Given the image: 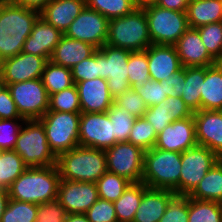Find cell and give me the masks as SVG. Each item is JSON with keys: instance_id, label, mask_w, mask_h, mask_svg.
I'll return each mask as SVG.
<instances>
[{"instance_id": "obj_36", "label": "cell", "mask_w": 222, "mask_h": 222, "mask_svg": "<svg viewBox=\"0 0 222 222\" xmlns=\"http://www.w3.org/2000/svg\"><path fill=\"white\" fill-rule=\"evenodd\" d=\"M130 183L126 178L107 171L96 181L99 198L114 202Z\"/></svg>"}, {"instance_id": "obj_12", "label": "cell", "mask_w": 222, "mask_h": 222, "mask_svg": "<svg viewBox=\"0 0 222 222\" xmlns=\"http://www.w3.org/2000/svg\"><path fill=\"white\" fill-rule=\"evenodd\" d=\"M107 171L126 178L131 183L142 182L145 151L128 141L118 142L104 150Z\"/></svg>"}, {"instance_id": "obj_41", "label": "cell", "mask_w": 222, "mask_h": 222, "mask_svg": "<svg viewBox=\"0 0 222 222\" xmlns=\"http://www.w3.org/2000/svg\"><path fill=\"white\" fill-rule=\"evenodd\" d=\"M38 204L10 199L1 222H35Z\"/></svg>"}, {"instance_id": "obj_50", "label": "cell", "mask_w": 222, "mask_h": 222, "mask_svg": "<svg viewBox=\"0 0 222 222\" xmlns=\"http://www.w3.org/2000/svg\"><path fill=\"white\" fill-rule=\"evenodd\" d=\"M22 118L17 110V106L12 99L9 89L6 87L0 93V119Z\"/></svg>"}, {"instance_id": "obj_14", "label": "cell", "mask_w": 222, "mask_h": 222, "mask_svg": "<svg viewBox=\"0 0 222 222\" xmlns=\"http://www.w3.org/2000/svg\"><path fill=\"white\" fill-rule=\"evenodd\" d=\"M113 123L106 112L81 113L79 122V145L106 150L117 142L114 140Z\"/></svg>"}, {"instance_id": "obj_54", "label": "cell", "mask_w": 222, "mask_h": 222, "mask_svg": "<svg viewBox=\"0 0 222 222\" xmlns=\"http://www.w3.org/2000/svg\"><path fill=\"white\" fill-rule=\"evenodd\" d=\"M15 4L41 12L51 0H12Z\"/></svg>"}, {"instance_id": "obj_46", "label": "cell", "mask_w": 222, "mask_h": 222, "mask_svg": "<svg viewBox=\"0 0 222 222\" xmlns=\"http://www.w3.org/2000/svg\"><path fill=\"white\" fill-rule=\"evenodd\" d=\"M158 222H188V196L175 195Z\"/></svg>"}, {"instance_id": "obj_57", "label": "cell", "mask_w": 222, "mask_h": 222, "mask_svg": "<svg viewBox=\"0 0 222 222\" xmlns=\"http://www.w3.org/2000/svg\"><path fill=\"white\" fill-rule=\"evenodd\" d=\"M7 87V84L5 83L4 79L2 78L0 74V93Z\"/></svg>"}, {"instance_id": "obj_6", "label": "cell", "mask_w": 222, "mask_h": 222, "mask_svg": "<svg viewBox=\"0 0 222 222\" xmlns=\"http://www.w3.org/2000/svg\"><path fill=\"white\" fill-rule=\"evenodd\" d=\"M17 137L14 151L28 167L56 165L57 157L47 142L44 126L39 120H25Z\"/></svg>"}, {"instance_id": "obj_30", "label": "cell", "mask_w": 222, "mask_h": 222, "mask_svg": "<svg viewBox=\"0 0 222 222\" xmlns=\"http://www.w3.org/2000/svg\"><path fill=\"white\" fill-rule=\"evenodd\" d=\"M202 201L222 202V165L217 162L188 195Z\"/></svg>"}, {"instance_id": "obj_23", "label": "cell", "mask_w": 222, "mask_h": 222, "mask_svg": "<svg viewBox=\"0 0 222 222\" xmlns=\"http://www.w3.org/2000/svg\"><path fill=\"white\" fill-rule=\"evenodd\" d=\"M85 6V0H51L40 16L64 34Z\"/></svg>"}, {"instance_id": "obj_8", "label": "cell", "mask_w": 222, "mask_h": 222, "mask_svg": "<svg viewBox=\"0 0 222 222\" xmlns=\"http://www.w3.org/2000/svg\"><path fill=\"white\" fill-rule=\"evenodd\" d=\"M81 113L47 111L39 121L44 126L47 142L56 157L79 145Z\"/></svg>"}, {"instance_id": "obj_19", "label": "cell", "mask_w": 222, "mask_h": 222, "mask_svg": "<svg viewBox=\"0 0 222 222\" xmlns=\"http://www.w3.org/2000/svg\"><path fill=\"white\" fill-rule=\"evenodd\" d=\"M81 113L107 112L114 98L108 89L107 80L95 78L77 82Z\"/></svg>"}, {"instance_id": "obj_16", "label": "cell", "mask_w": 222, "mask_h": 222, "mask_svg": "<svg viewBox=\"0 0 222 222\" xmlns=\"http://www.w3.org/2000/svg\"><path fill=\"white\" fill-rule=\"evenodd\" d=\"M47 61L45 57L21 52L0 62V74L7 85L38 79L42 77Z\"/></svg>"}, {"instance_id": "obj_3", "label": "cell", "mask_w": 222, "mask_h": 222, "mask_svg": "<svg viewBox=\"0 0 222 222\" xmlns=\"http://www.w3.org/2000/svg\"><path fill=\"white\" fill-rule=\"evenodd\" d=\"M60 178L70 181L92 182L107 172L104 150L78 145L57 157Z\"/></svg>"}, {"instance_id": "obj_32", "label": "cell", "mask_w": 222, "mask_h": 222, "mask_svg": "<svg viewBox=\"0 0 222 222\" xmlns=\"http://www.w3.org/2000/svg\"><path fill=\"white\" fill-rule=\"evenodd\" d=\"M27 168L14 150L0 151V186L8 189Z\"/></svg>"}, {"instance_id": "obj_9", "label": "cell", "mask_w": 222, "mask_h": 222, "mask_svg": "<svg viewBox=\"0 0 222 222\" xmlns=\"http://www.w3.org/2000/svg\"><path fill=\"white\" fill-rule=\"evenodd\" d=\"M7 88L25 120H39L48 111L50 96L41 78L8 84Z\"/></svg>"}, {"instance_id": "obj_53", "label": "cell", "mask_w": 222, "mask_h": 222, "mask_svg": "<svg viewBox=\"0 0 222 222\" xmlns=\"http://www.w3.org/2000/svg\"><path fill=\"white\" fill-rule=\"evenodd\" d=\"M154 3L164 9L186 12L189 0H156Z\"/></svg>"}, {"instance_id": "obj_18", "label": "cell", "mask_w": 222, "mask_h": 222, "mask_svg": "<svg viewBox=\"0 0 222 222\" xmlns=\"http://www.w3.org/2000/svg\"><path fill=\"white\" fill-rule=\"evenodd\" d=\"M193 117L197 144L222 156V110H198Z\"/></svg>"}, {"instance_id": "obj_4", "label": "cell", "mask_w": 222, "mask_h": 222, "mask_svg": "<svg viewBox=\"0 0 222 222\" xmlns=\"http://www.w3.org/2000/svg\"><path fill=\"white\" fill-rule=\"evenodd\" d=\"M181 153L153 147L144 154L142 182L153 189L172 190L179 195Z\"/></svg>"}, {"instance_id": "obj_33", "label": "cell", "mask_w": 222, "mask_h": 222, "mask_svg": "<svg viewBox=\"0 0 222 222\" xmlns=\"http://www.w3.org/2000/svg\"><path fill=\"white\" fill-rule=\"evenodd\" d=\"M188 222H222V205L188 197Z\"/></svg>"}, {"instance_id": "obj_27", "label": "cell", "mask_w": 222, "mask_h": 222, "mask_svg": "<svg viewBox=\"0 0 222 222\" xmlns=\"http://www.w3.org/2000/svg\"><path fill=\"white\" fill-rule=\"evenodd\" d=\"M186 14L190 28L222 22V0H189Z\"/></svg>"}, {"instance_id": "obj_59", "label": "cell", "mask_w": 222, "mask_h": 222, "mask_svg": "<svg viewBox=\"0 0 222 222\" xmlns=\"http://www.w3.org/2000/svg\"><path fill=\"white\" fill-rule=\"evenodd\" d=\"M218 162L222 165V156L219 157Z\"/></svg>"}, {"instance_id": "obj_31", "label": "cell", "mask_w": 222, "mask_h": 222, "mask_svg": "<svg viewBox=\"0 0 222 222\" xmlns=\"http://www.w3.org/2000/svg\"><path fill=\"white\" fill-rule=\"evenodd\" d=\"M41 79L49 96L75 84L71 69L57 65L50 60L44 67Z\"/></svg>"}, {"instance_id": "obj_28", "label": "cell", "mask_w": 222, "mask_h": 222, "mask_svg": "<svg viewBox=\"0 0 222 222\" xmlns=\"http://www.w3.org/2000/svg\"><path fill=\"white\" fill-rule=\"evenodd\" d=\"M205 79V67H184L181 99L192 112L201 110V90Z\"/></svg>"}, {"instance_id": "obj_22", "label": "cell", "mask_w": 222, "mask_h": 222, "mask_svg": "<svg viewBox=\"0 0 222 222\" xmlns=\"http://www.w3.org/2000/svg\"><path fill=\"white\" fill-rule=\"evenodd\" d=\"M151 80L163 81L183 69L175 46L151 44L147 48Z\"/></svg>"}, {"instance_id": "obj_55", "label": "cell", "mask_w": 222, "mask_h": 222, "mask_svg": "<svg viewBox=\"0 0 222 222\" xmlns=\"http://www.w3.org/2000/svg\"><path fill=\"white\" fill-rule=\"evenodd\" d=\"M9 200H10V197H9L8 189L0 186V222L7 208Z\"/></svg>"}, {"instance_id": "obj_20", "label": "cell", "mask_w": 222, "mask_h": 222, "mask_svg": "<svg viewBox=\"0 0 222 222\" xmlns=\"http://www.w3.org/2000/svg\"><path fill=\"white\" fill-rule=\"evenodd\" d=\"M183 67H209L218 63L204 46L196 28H188L174 45Z\"/></svg>"}, {"instance_id": "obj_38", "label": "cell", "mask_w": 222, "mask_h": 222, "mask_svg": "<svg viewBox=\"0 0 222 222\" xmlns=\"http://www.w3.org/2000/svg\"><path fill=\"white\" fill-rule=\"evenodd\" d=\"M48 111L81 113L77 86L74 84L50 95Z\"/></svg>"}, {"instance_id": "obj_1", "label": "cell", "mask_w": 222, "mask_h": 222, "mask_svg": "<svg viewBox=\"0 0 222 222\" xmlns=\"http://www.w3.org/2000/svg\"><path fill=\"white\" fill-rule=\"evenodd\" d=\"M40 12L0 0V62L22 52Z\"/></svg>"}, {"instance_id": "obj_42", "label": "cell", "mask_w": 222, "mask_h": 222, "mask_svg": "<svg viewBox=\"0 0 222 222\" xmlns=\"http://www.w3.org/2000/svg\"><path fill=\"white\" fill-rule=\"evenodd\" d=\"M115 105L126 109L135 118H142L145 115L147 106L137 90L130 88L114 98Z\"/></svg>"}, {"instance_id": "obj_45", "label": "cell", "mask_w": 222, "mask_h": 222, "mask_svg": "<svg viewBox=\"0 0 222 222\" xmlns=\"http://www.w3.org/2000/svg\"><path fill=\"white\" fill-rule=\"evenodd\" d=\"M19 120L22 121L21 124H24V118L0 119V151L14 150L22 127L17 123Z\"/></svg>"}, {"instance_id": "obj_7", "label": "cell", "mask_w": 222, "mask_h": 222, "mask_svg": "<svg viewBox=\"0 0 222 222\" xmlns=\"http://www.w3.org/2000/svg\"><path fill=\"white\" fill-rule=\"evenodd\" d=\"M141 7L148 21L152 44L174 46L189 28L186 12L164 9L155 3Z\"/></svg>"}, {"instance_id": "obj_34", "label": "cell", "mask_w": 222, "mask_h": 222, "mask_svg": "<svg viewBox=\"0 0 222 222\" xmlns=\"http://www.w3.org/2000/svg\"><path fill=\"white\" fill-rule=\"evenodd\" d=\"M85 4L108 20L130 14L139 7L137 0H85Z\"/></svg>"}, {"instance_id": "obj_56", "label": "cell", "mask_w": 222, "mask_h": 222, "mask_svg": "<svg viewBox=\"0 0 222 222\" xmlns=\"http://www.w3.org/2000/svg\"><path fill=\"white\" fill-rule=\"evenodd\" d=\"M64 222H90L85 214H68Z\"/></svg>"}, {"instance_id": "obj_11", "label": "cell", "mask_w": 222, "mask_h": 222, "mask_svg": "<svg viewBox=\"0 0 222 222\" xmlns=\"http://www.w3.org/2000/svg\"><path fill=\"white\" fill-rule=\"evenodd\" d=\"M218 160L216 153L198 144L181 153L179 195L188 196Z\"/></svg>"}, {"instance_id": "obj_29", "label": "cell", "mask_w": 222, "mask_h": 222, "mask_svg": "<svg viewBox=\"0 0 222 222\" xmlns=\"http://www.w3.org/2000/svg\"><path fill=\"white\" fill-rule=\"evenodd\" d=\"M148 187L143 182L130 183L123 194L113 202L118 222H133L134 215Z\"/></svg>"}, {"instance_id": "obj_5", "label": "cell", "mask_w": 222, "mask_h": 222, "mask_svg": "<svg viewBox=\"0 0 222 222\" xmlns=\"http://www.w3.org/2000/svg\"><path fill=\"white\" fill-rule=\"evenodd\" d=\"M106 44L130 51L147 49L152 42L144 9L139 6L130 14L110 19Z\"/></svg>"}, {"instance_id": "obj_25", "label": "cell", "mask_w": 222, "mask_h": 222, "mask_svg": "<svg viewBox=\"0 0 222 222\" xmlns=\"http://www.w3.org/2000/svg\"><path fill=\"white\" fill-rule=\"evenodd\" d=\"M97 50L92 44L72 39L64 34L50 58V61L57 65L71 69L84 59L89 58Z\"/></svg>"}, {"instance_id": "obj_49", "label": "cell", "mask_w": 222, "mask_h": 222, "mask_svg": "<svg viewBox=\"0 0 222 222\" xmlns=\"http://www.w3.org/2000/svg\"><path fill=\"white\" fill-rule=\"evenodd\" d=\"M147 107L155 106L166 100L167 95L160 81L149 80L136 89Z\"/></svg>"}, {"instance_id": "obj_37", "label": "cell", "mask_w": 222, "mask_h": 222, "mask_svg": "<svg viewBox=\"0 0 222 222\" xmlns=\"http://www.w3.org/2000/svg\"><path fill=\"white\" fill-rule=\"evenodd\" d=\"M111 123H113L114 140L118 142L128 141L135 117L126 109L118 107L114 103L106 112Z\"/></svg>"}, {"instance_id": "obj_15", "label": "cell", "mask_w": 222, "mask_h": 222, "mask_svg": "<svg viewBox=\"0 0 222 222\" xmlns=\"http://www.w3.org/2000/svg\"><path fill=\"white\" fill-rule=\"evenodd\" d=\"M98 199L96 183L60 179L57 200L68 214H85Z\"/></svg>"}, {"instance_id": "obj_17", "label": "cell", "mask_w": 222, "mask_h": 222, "mask_svg": "<svg viewBox=\"0 0 222 222\" xmlns=\"http://www.w3.org/2000/svg\"><path fill=\"white\" fill-rule=\"evenodd\" d=\"M197 145L193 115L175 120L157 134L155 147L165 151L183 153Z\"/></svg>"}, {"instance_id": "obj_43", "label": "cell", "mask_w": 222, "mask_h": 222, "mask_svg": "<svg viewBox=\"0 0 222 222\" xmlns=\"http://www.w3.org/2000/svg\"><path fill=\"white\" fill-rule=\"evenodd\" d=\"M74 83L99 78V49L71 68Z\"/></svg>"}, {"instance_id": "obj_21", "label": "cell", "mask_w": 222, "mask_h": 222, "mask_svg": "<svg viewBox=\"0 0 222 222\" xmlns=\"http://www.w3.org/2000/svg\"><path fill=\"white\" fill-rule=\"evenodd\" d=\"M62 35V32L39 16L33 25L31 34L24 42L22 52L50 60Z\"/></svg>"}, {"instance_id": "obj_58", "label": "cell", "mask_w": 222, "mask_h": 222, "mask_svg": "<svg viewBox=\"0 0 222 222\" xmlns=\"http://www.w3.org/2000/svg\"><path fill=\"white\" fill-rule=\"evenodd\" d=\"M156 0H137V3L139 6H142L143 4H149V3H154Z\"/></svg>"}, {"instance_id": "obj_39", "label": "cell", "mask_w": 222, "mask_h": 222, "mask_svg": "<svg viewBox=\"0 0 222 222\" xmlns=\"http://www.w3.org/2000/svg\"><path fill=\"white\" fill-rule=\"evenodd\" d=\"M208 53L222 62V22H214L196 28Z\"/></svg>"}, {"instance_id": "obj_44", "label": "cell", "mask_w": 222, "mask_h": 222, "mask_svg": "<svg viewBox=\"0 0 222 222\" xmlns=\"http://www.w3.org/2000/svg\"><path fill=\"white\" fill-rule=\"evenodd\" d=\"M144 118L151 123L157 134L168 124L175 121L172 115H170L169 102H167V100H164L155 106L147 107Z\"/></svg>"}, {"instance_id": "obj_13", "label": "cell", "mask_w": 222, "mask_h": 222, "mask_svg": "<svg viewBox=\"0 0 222 222\" xmlns=\"http://www.w3.org/2000/svg\"><path fill=\"white\" fill-rule=\"evenodd\" d=\"M109 20L99 12L84 7L70 24L65 36L92 44L97 49L106 44Z\"/></svg>"}, {"instance_id": "obj_10", "label": "cell", "mask_w": 222, "mask_h": 222, "mask_svg": "<svg viewBox=\"0 0 222 222\" xmlns=\"http://www.w3.org/2000/svg\"><path fill=\"white\" fill-rule=\"evenodd\" d=\"M130 52L108 44L99 48V77L107 80L113 98L131 88L127 68Z\"/></svg>"}, {"instance_id": "obj_52", "label": "cell", "mask_w": 222, "mask_h": 222, "mask_svg": "<svg viewBox=\"0 0 222 222\" xmlns=\"http://www.w3.org/2000/svg\"><path fill=\"white\" fill-rule=\"evenodd\" d=\"M166 100L169 102L170 115H172L174 120H182L193 115V112L180 96H167Z\"/></svg>"}, {"instance_id": "obj_51", "label": "cell", "mask_w": 222, "mask_h": 222, "mask_svg": "<svg viewBox=\"0 0 222 222\" xmlns=\"http://www.w3.org/2000/svg\"><path fill=\"white\" fill-rule=\"evenodd\" d=\"M184 79V67L179 72L170 76L169 79L160 81L167 96L178 97L182 95Z\"/></svg>"}, {"instance_id": "obj_26", "label": "cell", "mask_w": 222, "mask_h": 222, "mask_svg": "<svg viewBox=\"0 0 222 222\" xmlns=\"http://www.w3.org/2000/svg\"><path fill=\"white\" fill-rule=\"evenodd\" d=\"M201 110H222V62L205 67Z\"/></svg>"}, {"instance_id": "obj_35", "label": "cell", "mask_w": 222, "mask_h": 222, "mask_svg": "<svg viewBox=\"0 0 222 222\" xmlns=\"http://www.w3.org/2000/svg\"><path fill=\"white\" fill-rule=\"evenodd\" d=\"M128 81L131 88L137 89L142 87L145 82L151 79L148 60L147 49L141 51H131L128 59Z\"/></svg>"}, {"instance_id": "obj_2", "label": "cell", "mask_w": 222, "mask_h": 222, "mask_svg": "<svg viewBox=\"0 0 222 222\" xmlns=\"http://www.w3.org/2000/svg\"><path fill=\"white\" fill-rule=\"evenodd\" d=\"M60 179L56 165L28 167L8 188L9 197L35 204L57 200Z\"/></svg>"}, {"instance_id": "obj_24", "label": "cell", "mask_w": 222, "mask_h": 222, "mask_svg": "<svg viewBox=\"0 0 222 222\" xmlns=\"http://www.w3.org/2000/svg\"><path fill=\"white\" fill-rule=\"evenodd\" d=\"M176 194L168 189L148 188L144 193L133 222H158Z\"/></svg>"}, {"instance_id": "obj_48", "label": "cell", "mask_w": 222, "mask_h": 222, "mask_svg": "<svg viewBox=\"0 0 222 222\" xmlns=\"http://www.w3.org/2000/svg\"><path fill=\"white\" fill-rule=\"evenodd\" d=\"M68 213L58 200L38 204L35 222H64Z\"/></svg>"}, {"instance_id": "obj_40", "label": "cell", "mask_w": 222, "mask_h": 222, "mask_svg": "<svg viewBox=\"0 0 222 222\" xmlns=\"http://www.w3.org/2000/svg\"><path fill=\"white\" fill-rule=\"evenodd\" d=\"M157 132L144 117L136 118L128 142L147 151L155 147Z\"/></svg>"}, {"instance_id": "obj_47", "label": "cell", "mask_w": 222, "mask_h": 222, "mask_svg": "<svg viewBox=\"0 0 222 222\" xmlns=\"http://www.w3.org/2000/svg\"><path fill=\"white\" fill-rule=\"evenodd\" d=\"M90 222H118L113 202L99 198L86 212Z\"/></svg>"}]
</instances>
